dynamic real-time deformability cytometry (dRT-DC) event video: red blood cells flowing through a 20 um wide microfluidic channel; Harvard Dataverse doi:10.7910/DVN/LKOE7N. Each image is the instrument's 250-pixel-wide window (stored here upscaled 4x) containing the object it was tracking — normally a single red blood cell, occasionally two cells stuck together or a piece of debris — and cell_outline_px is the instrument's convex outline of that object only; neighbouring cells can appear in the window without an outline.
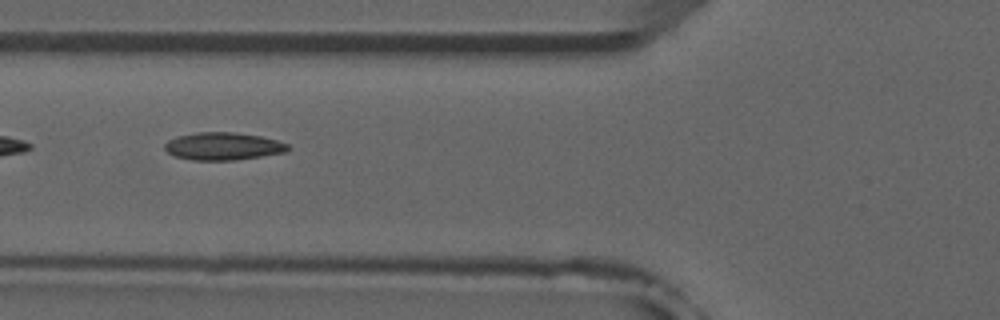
{"species": "common noctule bat (a hibernating species)", "species_latin": "Nyctalus noctula", "temperature_condition": "room temperature", "stored_images_in_passage": 5, "camera_frame_rate_fps": 3000, "um_per_image_px": 0.085, "animal": {"sex": "male", "forearm_length_mm": 52.5}, "frame": {"image": 1, "passage_image": 2, "time_ms": 1.333, "image_size_px": [1000, 320], "cell_outline_px": [[288, 148], [284, 152], [236, 160], [192, 160], [172, 156], [164, 148], [164, 144], [168, 140], [176, 136], [196, 132], [236, 132], [260, 136], [276, 140], [288, 144]], "centroid_in_image_um": [18.89, 12.42], "position_along_channel_um": 106.9, "area_um2": 19.83}}
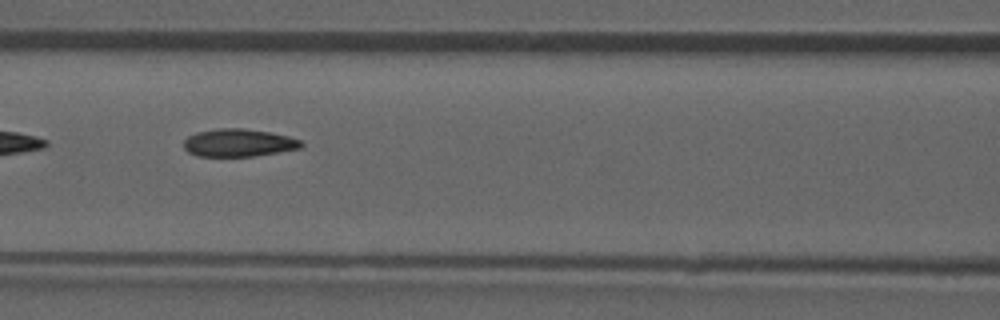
{"frame": {"image": 2, "passage_image": 3, "time_ms": 2.333, "image_size_px": [1000, 320], "cell_outline_px": [[304, 144], [300, 148], [252, 156], [196, 156], [188, 152], [184, 148], [184, 140], [188, 136], [196, 132], [220, 128], [244, 128], [268, 132], [288, 136], [300, 140]], "centroid_in_image_um": [20.24, 12.13], "position_along_channel_um": 146.4, "area_um2": 18.84}}